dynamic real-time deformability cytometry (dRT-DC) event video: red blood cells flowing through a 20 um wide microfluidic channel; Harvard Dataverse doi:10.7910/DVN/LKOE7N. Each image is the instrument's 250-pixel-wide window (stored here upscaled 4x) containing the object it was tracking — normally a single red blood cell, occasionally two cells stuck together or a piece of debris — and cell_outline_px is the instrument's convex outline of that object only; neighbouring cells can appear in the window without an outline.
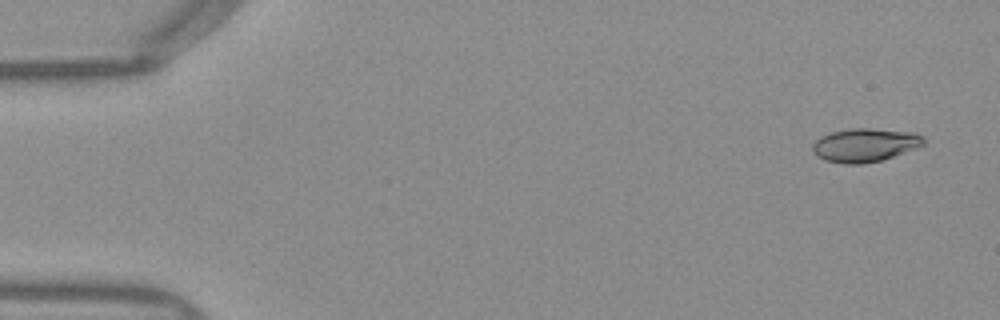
{"species": "Egyptian fruit bat (a non-hibernating species)", "species_latin": "Rousettus aegyptiacus", "temperature_condition": "warm", "stored_images_in_passage": 49, "camera_frame_rate_fps": 3000, "um_per_image_px": 0.085, "frame": {"image": 1, "passage_image": 1, "time_ms": 0.0, "image_size_px": [1000, 320], "cell_outline_px": [[924, 144], [916, 148], [880, 160], [864, 164], [844, 164], [824, 160], [816, 156], [812, 148], [812, 144], [820, 136], [832, 132], [852, 128], [872, 128], [916, 132], [924, 140]], "centroid_in_image_um": [73.48, 12.32], "position_along_channel_um": 11.5, "area_um2": 21.68}}
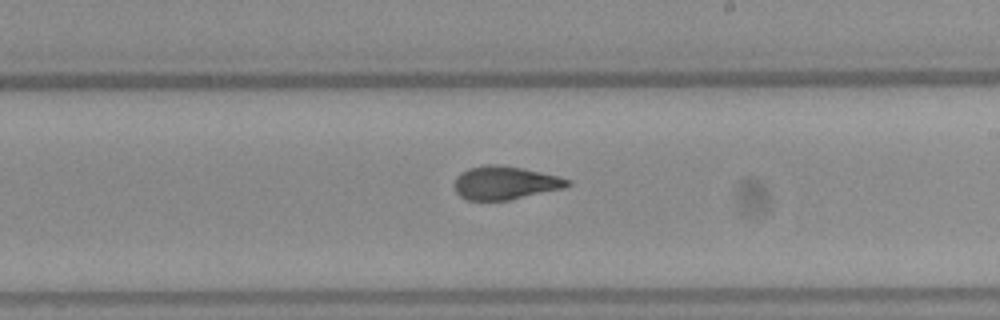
{"frame": {"image": 2, "passage_image": 28, "time_ms": 9.0, "image_size_px": [1000, 320], "cell_outline_px": [[572, 184], [564, 188], [508, 200], [468, 200], [460, 196], [456, 192], [456, 176], [460, 172], [468, 168], [484, 164], [496, 164], [520, 168], [540, 172], [572, 180]], "centroid_in_image_um": [42.92, 15.54], "position_along_channel_um": 246.1, "area_um2": 21.79}}
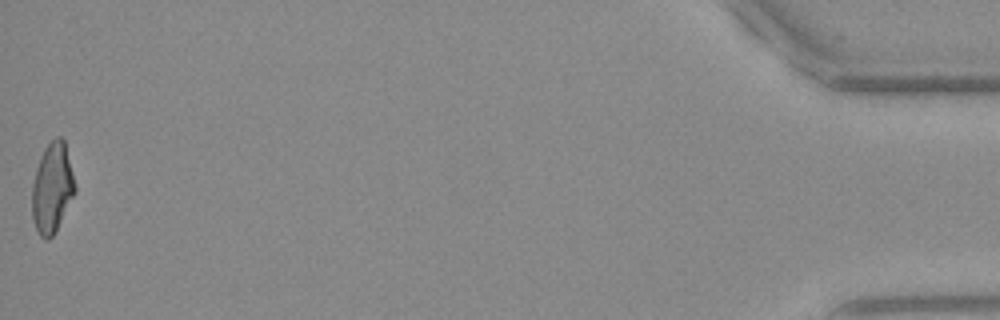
{"frame": {"image": 3, "passage_image": 49, "time_ms": 16.0, "image_size_px": [1000, 320], "cell_outline_px": [[76, 192], [56, 232], [48, 240], [44, 240], [40, 236], [32, 220], [32, 184], [36, 168], [40, 156], [44, 148], [56, 136], [60, 136], [64, 140], [76, 188]], "centroid_in_image_um": [4.43, 16.01], "position_along_channel_um": 430.8, "area_um2": 22.66}, "authors_computed_cell_mechanics": {"area_um2": 21.964, "velocity_mm_per_s": 4.0186, "shape_relaxation_time_tau1_ms": 6.6268, "shape_relaxation_time_tau2_ms": 1.2191, "deformation_change_tau1": 0.1936, "deformation_change_tau2": 0.0807}}